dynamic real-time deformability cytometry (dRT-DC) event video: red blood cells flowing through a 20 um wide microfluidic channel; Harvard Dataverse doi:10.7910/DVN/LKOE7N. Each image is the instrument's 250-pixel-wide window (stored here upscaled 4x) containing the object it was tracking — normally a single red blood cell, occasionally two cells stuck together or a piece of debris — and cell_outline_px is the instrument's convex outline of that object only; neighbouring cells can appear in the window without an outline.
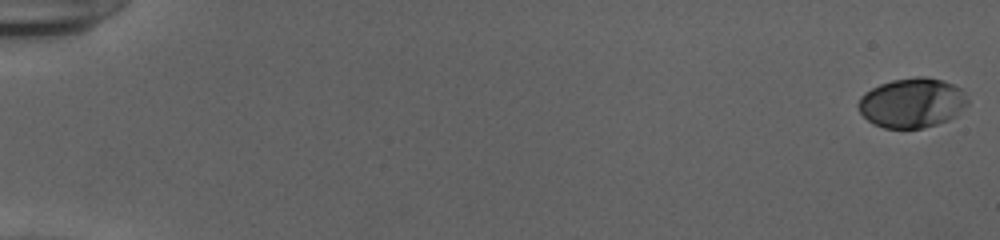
{"species": "human", "species_latin": "Homo sapiens", "temperature_condition": "cold", "stored_images_in_passage": 54, "camera_frame_rate_fps": 3000, "um_per_image_px": 0.085, "donor": {"sex": "female"}, "frame": {"image": 1, "passage_image": 1, "time_ms": 0.0, "image_size_px": [1000, 240], "cell_outline_px": [[968, 104], [956, 116], [948, 120], [924, 128], [884, 128], [872, 124], [860, 112], [856, 104], [860, 96], [864, 92], [880, 84], [892, 80], [916, 76], [928, 76], [944, 80], [960, 88], [964, 92], [968, 100]], "centroid_in_image_um": [77.52, 8.73], "position_along_channel_um": 7.5, "area_um2": 32.02}}
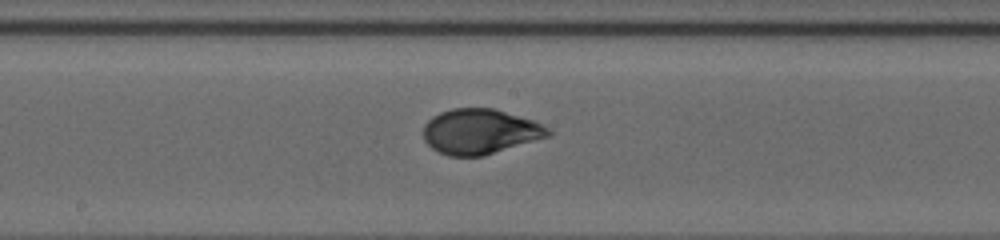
{"frame": {"image": 2, "passage_image": 31, "time_ms": 10.0, "image_size_px": [1000, 240], "cell_outline_px": [[552, 136], [484, 156], [448, 156], [432, 148], [424, 140], [424, 124], [432, 116], [440, 112], [452, 108], [492, 108], [532, 120], [548, 128], [552, 132]], "centroid_in_image_um": [40.81, 11.19], "position_along_channel_um": 207.4, "area_um2": 32.89}}
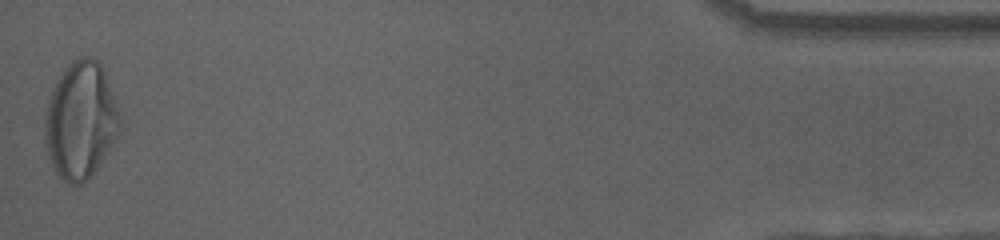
{"frame": {"image": 3, "passage_image": 54, "time_ms": 17.667, "image_size_px": [1000, 240], "cell_outline_px": [[120, 132], [116, 140], [96, 168], [80, 184], [68, 184], [56, 172], [52, 164], [44, 140], [44, 120], [48, 100], [60, 72], [72, 60], [80, 56], [88, 56], [96, 60], [100, 64], [104, 72], [116, 108]], "centroid_in_image_um": [6.81, 10.21], "position_along_channel_um": 428.4, "area_um2": 50.23}, "authors_computed_cell_mechanics": {"area_um2": 32.6281, "velocity_mm_per_s": 3.9134, "shape_relaxation_time_tau1_ms": 3.9526, "shape_relaxation_time_tau2_ms": null, "deformation_change_tau1": 0.1837, "deformation_change_tau2": null}}